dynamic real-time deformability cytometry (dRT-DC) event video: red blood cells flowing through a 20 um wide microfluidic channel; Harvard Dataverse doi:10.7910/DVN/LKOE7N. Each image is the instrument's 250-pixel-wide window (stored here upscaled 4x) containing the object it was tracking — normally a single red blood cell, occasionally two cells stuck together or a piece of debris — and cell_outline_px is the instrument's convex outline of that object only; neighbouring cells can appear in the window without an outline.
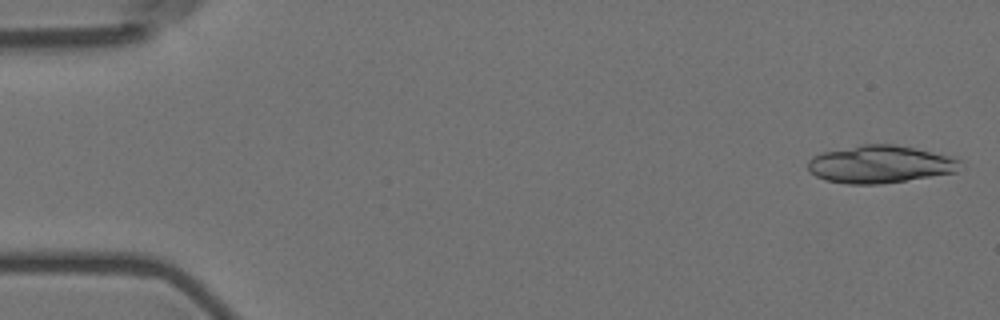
{"species": "Egyptian fruit bat (a non-hibernating species)", "species_latin": "Rousettus aegyptiacus", "temperature_condition": "room temperature", "stored_images_in_passage": 20, "camera_frame_rate_fps": 3000, "um_per_image_px": 0.085, "animal": {"sex": "female"}, "frame": {"image": 1, "passage_image": 1, "time_ms": 0.0, "image_size_px": [1000, 320], "cell_outline_px": [[960, 160], [956, 172], [880, 184], [848, 184], [824, 180], [816, 176], [808, 168], [808, 160], [812, 156], [820, 152], [860, 144], [896, 144], [916, 148], [948, 156]], "centroid_in_image_um": [74.73, 13.95], "position_along_channel_um": 10.3, "area_um2": 33.23}}